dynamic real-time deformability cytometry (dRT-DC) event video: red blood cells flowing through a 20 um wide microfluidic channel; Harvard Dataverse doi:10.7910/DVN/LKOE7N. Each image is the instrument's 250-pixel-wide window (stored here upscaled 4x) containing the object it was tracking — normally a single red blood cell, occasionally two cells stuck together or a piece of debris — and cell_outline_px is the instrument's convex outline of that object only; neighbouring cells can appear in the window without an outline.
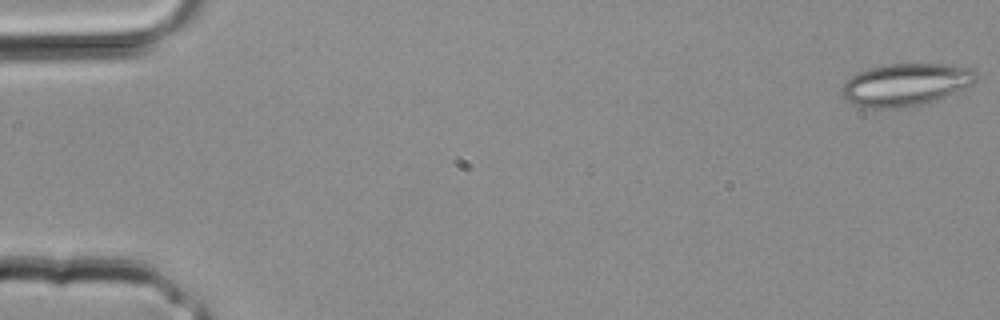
{"species": "common noctule bat (a hibernating species)", "species_latin": "Nyctalus noctula", "temperature_condition": "room temperature", "stored_images_in_passage": 33, "segment_of_instrument_passage": [1, 2], "camera_frame_rate_fps": 3000, "um_per_image_px": 0.085, "animal": {"sex": "male", "body_mass_g": 20.4}, "frame": {"image": 1, "passage_image": 1, "time_ms": 0.0, "image_size_px": [1000, 320], "cell_outline_px": [[976, 80], [972, 84], [936, 100], [904, 108], [860, 108], [852, 104], [840, 92], [840, 88], [844, 80], [848, 76], [856, 72], [868, 68], [888, 64], [952, 64], [972, 68], [976, 76]], "centroid_in_image_um": [76.9, 7.19], "position_along_channel_um": 8.1, "area_um2": 33.52}}